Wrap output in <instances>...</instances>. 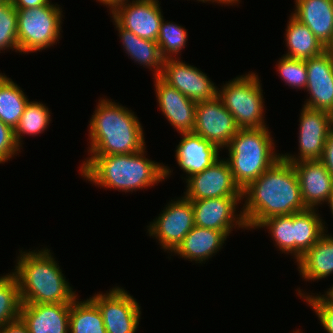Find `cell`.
<instances>
[{
	"label": "cell",
	"mask_w": 333,
	"mask_h": 333,
	"mask_svg": "<svg viewBox=\"0 0 333 333\" xmlns=\"http://www.w3.org/2000/svg\"><path fill=\"white\" fill-rule=\"evenodd\" d=\"M49 108L42 102L29 101L26 108L14 129L17 144L22 147L24 135L37 136L44 133L51 123Z\"/></svg>",
	"instance_id": "obj_29"
},
{
	"label": "cell",
	"mask_w": 333,
	"mask_h": 333,
	"mask_svg": "<svg viewBox=\"0 0 333 333\" xmlns=\"http://www.w3.org/2000/svg\"><path fill=\"white\" fill-rule=\"evenodd\" d=\"M19 283L10 272L0 276V328L20 319Z\"/></svg>",
	"instance_id": "obj_30"
},
{
	"label": "cell",
	"mask_w": 333,
	"mask_h": 333,
	"mask_svg": "<svg viewBox=\"0 0 333 333\" xmlns=\"http://www.w3.org/2000/svg\"><path fill=\"white\" fill-rule=\"evenodd\" d=\"M21 89L5 73H0V120L12 129L18 125L30 101Z\"/></svg>",
	"instance_id": "obj_27"
},
{
	"label": "cell",
	"mask_w": 333,
	"mask_h": 333,
	"mask_svg": "<svg viewBox=\"0 0 333 333\" xmlns=\"http://www.w3.org/2000/svg\"><path fill=\"white\" fill-rule=\"evenodd\" d=\"M157 103L167 121L180 133L193 132L196 104L160 76L154 78Z\"/></svg>",
	"instance_id": "obj_17"
},
{
	"label": "cell",
	"mask_w": 333,
	"mask_h": 333,
	"mask_svg": "<svg viewBox=\"0 0 333 333\" xmlns=\"http://www.w3.org/2000/svg\"><path fill=\"white\" fill-rule=\"evenodd\" d=\"M101 312L89 298L80 301L78 297L71 303L69 333H107Z\"/></svg>",
	"instance_id": "obj_28"
},
{
	"label": "cell",
	"mask_w": 333,
	"mask_h": 333,
	"mask_svg": "<svg viewBox=\"0 0 333 333\" xmlns=\"http://www.w3.org/2000/svg\"><path fill=\"white\" fill-rule=\"evenodd\" d=\"M112 20L116 26V30H118L123 50L126 51L125 53L128 56H130V59L153 71L154 78L160 76L163 69L164 59L161 56L157 42L141 38L132 31L121 27L113 18Z\"/></svg>",
	"instance_id": "obj_24"
},
{
	"label": "cell",
	"mask_w": 333,
	"mask_h": 333,
	"mask_svg": "<svg viewBox=\"0 0 333 333\" xmlns=\"http://www.w3.org/2000/svg\"><path fill=\"white\" fill-rule=\"evenodd\" d=\"M101 312L107 333H135L138 329L141 306L124 288L115 286L109 292L89 297Z\"/></svg>",
	"instance_id": "obj_9"
},
{
	"label": "cell",
	"mask_w": 333,
	"mask_h": 333,
	"mask_svg": "<svg viewBox=\"0 0 333 333\" xmlns=\"http://www.w3.org/2000/svg\"><path fill=\"white\" fill-rule=\"evenodd\" d=\"M327 205L329 206L330 211H331L332 216H333V189L331 191V195H330V198H329V200L327 202Z\"/></svg>",
	"instance_id": "obj_43"
},
{
	"label": "cell",
	"mask_w": 333,
	"mask_h": 333,
	"mask_svg": "<svg viewBox=\"0 0 333 333\" xmlns=\"http://www.w3.org/2000/svg\"><path fill=\"white\" fill-rule=\"evenodd\" d=\"M19 251L12 273L22 304H71L77 298L49 248Z\"/></svg>",
	"instance_id": "obj_4"
},
{
	"label": "cell",
	"mask_w": 333,
	"mask_h": 333,
	"mask_svg": "<svg viewBox=\"0 0 333 333\" xmlns=\"http://www.w3.org/2000/svg\"><path fill=\"white\" fill-rule=\"evenodd\" d=\"M242 197H219L201 200H190L193 206L196 226L222 231L226 236L233 228L247 230L242 210L237 214V206Z\"/></svg>",
	"instance_id": "obj_13"
},
{
	"label": "cell",
	"mask_w": 333,
	"mask_h": 333,
	"mask_svg": "<svg viewBox=\"0 0 333 333\" xmlns=\"http://www.w3.org/2000/svg\"><path fill=\"white\" fill-rule=\"evenodd\" d=\"M145 149L133 154L87 157L79 167L80 174L95 186L125 193L155 186L173 170L146 158Z\"/></svg>",
	"instance_id": "obj_2"
},
{
	"label": "cell",
	"mask_w": 333,
	"mask_h": 333,
	"mask_svg": "<svg viewBox=\"0 0 333 333\" xmlns=\"http://www.w3.org/2000/svg\"><path fill=\"white\" fill-rule=\"evenodd\" d=\"M300 184L301 198L306 208L318 209L327 204L333 189V176L320 160L292 163Z\"/></svg>",
	"instance_id": "obj_18"
},
{
	"label": "cell",
	"mask_w": 333,
	"mask_h": 333,
	"mask_svg": "<svg viewBox=\"0 0 333 333\" xmlns=\"http://www.w3.org/2000/svg\"><path fill=\"white\" fill-rule=\"evenodd\" d=\"M307 68V90L310 95L303 106L330 112L333 110V56L322 54L305 60Z\"/></svg>",
	"instance_id": "obj_16"
},
{
	"label": "cell",
	"mask_w": 333,
	"mask_h": 333,
	"mask_svg": "<svg viewBox=\"0 0 333 333\" xmlns=\"http://www.w3.org/2000/svg\"><path fill=\"white\" fill-rule=\"evenodd\" d=\"M325 51L333 56V32L329 42L325 45Z\"/></svg>",
	"instance_id": "obj_42"
},
{
	"label": "cell",
	"mask_w": 333,
	"mask_h": 333,
	"mask_svg": "<svg viewBox=\"0 0 333 333\" xmlns=\"http://www.w3.org/2000/svg\"><path fill=\"white\" fill-rule=\"evenodd\" d=\"M320 161L325 165L333 176V133L330 132L324 146L323 155Z\"/></svg>",
	"instance_id": "obj_37"
},
{
	"label": "cell",
	"mask_w": 333,
	"mask_h": 333,
	"mask_svg": "<svg viewBox=\"0 0 333 333\" xmlns=\"http://www.w3.org/2000/svg\"><path fill=\"white\" fill-rule=\"evenodd\" d=\"M0 333H29V330L22 320L19 319L0 328Z\"/></svg>",
	"instance_id": "obj_38"
},
{
	"label": "cell",
	"mask_w": 333,
	"mask_h": 333,
	"mask_svg": "<svg viewBox=\"0 0 333 333\" xmlns=\"http://www.w3.org/2000/svg\"><path fill=\"white\" fill-rule=\"evenodd\" d=\"M316 209L294 213V258L296 262L328 232ZM327 230V231H326Z\"/></svg>",
	"instance_id": "obj_26"
},
{
	"label": "cell",
	"mask_w": 333,
	"mask_h": 333,
	"mask_svg": "<svg viewBox=\"0 0 333 333\" xmlns=\"http://www.w3.org/2000/svg\"><path fill=\"white\" fill-rule=\"evenodd\" d=\"M268 128L239 129L225 148L229 152L226 160L241 190L281 158Z\"/></svg>",
	"instance_id": "obj_5"
},
{
	"label": "cell",
	"mask_w": 333,
	"mask_h": 333,
	"mask_svg": "<svg viewBox=\"0 0 333 333\" xmlns=\"http://www.w3.org/2000/svg\"><path fill=\"white\" fill-rule=\"evenodd\" d=\"M293 333H303V331L301 332L300 330H296V331L293 330Z\"/></svg>",
	"instance_id": "obj_47"
},
{
	"label": "cell",
	"mask_w": 333,
	"mask_h": 333,
	"mask_svg": "<svg viewBox=\"0 0 333 333\" xmlns=\"http://www.w3.org/2000/svg\"><path fill=\"white\" fill-rule=\"evenodd\" d=\"M165 209L147 227L149 236L158 239L164 252L172 253L195 226L193 206L184 196L171 199Z\"/></svg>",
	"instance_id": "obj_8"
},
{
	"label": "cell",
	"mask_w": 333,
	"mask_h": 333,
	"mask_svg": "<svg viewBox=\"0 0 333 333\" xmlns=\"http://www.w3.org/2000/svg\"><path fill=\"white\" fill-rule=\"evenodd\" d=\"M239 129L233 115L217 96L197 102L193 132L215 144L220 151L229 145Z\"/></svg>",
	"instance_id": "obj_11"
},
{
	"label": "cell",
	"mask_w": 333,
	"mask_h": 333,
	"mask_svg": "<svg viewBox=\"0 0 333 333\" xmlns=\"http://www.w3.org/2000/svg\"><path fill=\"white\" fill-rule=\"evenodd\" d=\"M297 290L298 296L305 299L307 305L316 313L324 330L327 333H333V298L327 292L322 295H314V293L310 295V293L304 294L305 292H302L300 288Z\"/></svg>",
	"instance_id": "obj_35"
},
{
	"label": "cell",
	"mask_w": 333,
	"mask_h": 333,
	"mask_svg": "<svg viewBox=\"0 0 333 333\" xmlns=\"http://www.w3.org/2000/svg\"><path fill=\"white\" fill-rule=\"evenodd\" d=\"M277 62L276 69L280 78L286 82L285 84L295 89L305 90L308 79L305 60L281 56Z\"/></svg>",
	"instance_id": "obj_34"
},
{
	"label": "cell",
	"mask_w": 333,
	"mask_h": 333,
	"mask_svg": "<svg viewBox=\"0 0 333 333\" xmlns=\"http://www.w3.org/2000/svg\"><path fill=\"white\" fill-rule=\"evenodd\" d=\"M188 32L182 25L163 18L157 44L164 60L175 59L186 46ZM177 55V56H176ZM176 56V57H175Z\"/></svg>",
	"instance_id": "obj_32"
},
{
	"label": "cell",
	"mask_w": 333,
	"mask_h": 333,
	"mask_svg": "<svg viewBox=\"0 0 333 333\" xmlns=\"http://www.w3.org/2000/svg\"><path fill=\"white\" fill-rule=\"evenodd\" d=\"M90 119V156L133 154L145 147L144 129L132 110L112 99H99Z\"/></svg>",
	"instance_id": "obj_3"
},
{
	"label": "cell",
	"mask_w": 333,
	"mask_h": 333,
	"mask_svg": "<svg viewBox=\"0 0 333 333\" xmlns=\"http://www.w3.org/2000/svg\"><path fill=\"white\" fill-rule=\"evenodd\" d=\"M260 82L258 74L251 71L223 83L222 89L217 88V97L240 129L267 127Z\"/></svg>",
	"instance_id": "obj_6"
},
{
	"label": "cell",
	"mask_w": 333,
	"mask_h": 333,
	"mask_svg": "<svg viewBox=\"0 0 333 333\" xmlns=\"http://www.w3.org/2000/svg\"><path fill=\"white\" fill-rule=\"evenodd\" d=\"M291 15L326 45L333 32V0H295Z\"/></svg>",
	"instance_id": "obj_22"
},
{
	"label": "cell",
	"mask_w": 333,
	"mask_h": 333,
	"mask_svg": "<svg viewBox=\"0 0 333 333\" xmlns=\"http://www.w3.org/2000/svg\"><path fill=\"white\" fill-rule=\"evenodd\" d=\"M184 197L201 200L219 197H242V190L235 183L230 166L225 158L218 159L201 173L186 181Z\"/></svg>",
	"instance_id": "obj_12"
},
{
	"label": "cell",
	"mask_w": 333,
	"mask_h": 333,
	"mask_svg": "<svg viewBox=\"0 0 333 333\" xmlns=\"http://www.w3.org/2000/svg\"><path fill=\"white\" fill-rule=\"evenodd\" d=\"M17 24V12L11 0L0 5V51L13 49L19 52Z\"/></svg>",
	"instance_id": "obj_33"
},
{
	"label": "cell",
	"mask_w": 333,
	"mask_h": 333,
	"mask_svg": "<svg viewBox=\"0 0 333 333\" xmlns=\"http://www.w3.org/2000/svg\"><path fill=\"white\" fill-rule=\"evenodd\" d=\"M241 210L247 229L272 216L291 215L306 210L297 173L282 157L242 190Z\"/></svg>",
	"instance_id": "obj_1"
},
{
	"label": "cell",
	"mask_w": 333,
	"mask_h": 333,
	"mask_svg": "<svg viewBox=\"0 0 333 333\" xmlns=\"http://www.w3.org/2000/svg\"><path fill=\"white\" fill-rule=\"evenodd\" d=\"M287 28L285 29V42L288 48L283 56L292 59H310L325 51V45L292 15L289 16Z\"/></svg>",
	"instance_id": "obj_25"
},
{
	"label": "cell",
	"mask_w": 333,
	"mask_h": 333,
	"mask_svg": "<svg viewBox=\"0 0 333 333\" xmlns=\"http://www.w3.org/2000/svg\"><path fill=\"white\" fill-rule=\"evenodd\" d=\"M329 114H330V132L333 133V110H331Z\"/></svg>",
	"instance_id": "obj_44"
},
{
	"label": "cell",
	"mask_w": 333,
	"mask_h": 333,
	"mask_svg": "<svg viewBox=\"0 0 333 333\" xmlns=\"http://www.w3.org/2000/svg\"><path fill=\"white\" fill-rule=\"evenodd\" d=\"M71 304H21L20 319L29 333H69Z\"/></svg>",
	"instance_id": "obj_20"
},
{
	"label": "cell",
	"mask_w": 333,
	"mask_h": 333,
	"mask_svg": "<svg viewBox=\"0 0 333 333\" xmlns=\"http://www.w3.org/2000/svg\"><path fill=\"white\" fill-rule=\"evenodd\" d=\"M269 229L275 247L280 253L291 254L294 257V214L272 216L263 220L256 229Z\"/></svg>",
	"instance_id": "obj_31"
},
{
	"label": "cell",
	"mask_w": 333,
	"mask_h": 333,
	"mask_svg": "<svg viewBox=\"0 0 333 333\" xmlns=\"http://www.w3.org/2000/svg\"><path fill=\"white\" fill-rule=\"evenodd\" d=\"M326 292L333 298V284L332 287L328 288Z\"/></svg>",
	"instance_id": "obj_45"
},
{
	"label": "cell",
	"mask_w": 333,
	"mask_h": 333,
	"mask_svg": "<svg viewBox=\"0 0 333 333\" xmlns=\"http://www.w3.org/2000/svg\"><path fill=\"white\" fill-rule=\"evenodd\" d=\"M180 59L181 57L164 60L160 77L195 102L215 98L218 87L207 74Z\"/></svg>",
	"instance_id": "obj_14"
},
{
	"label": "cell",
	"mask_w": 333,
	"mask_h": 333,
	"mask_svg": "<svg viewBox=\"0 0 333 333\" xmlns=\"http://www.w3.org/2000/svg\"><path fill=\"white\" fill-rule=\"evenodd\" d=\"M18 151L20 152V146L16 142L14 129L0 120V164L17 156Z\"/></svg>",
	"instance_id": "obj_36"
},
{
	"label": "cell",
	"mask_w": 333,
	"mask_h": 333,
	"mask_svg": "<svg viewBox=\"0 0 333 333\" xmlns=\"http://www.w3.org/2000/svg\"><path fill=\"white\" fill-rule=\"evenodd\" d=\"M180 134L182 139L176 146L175 157L178 167L187 174L186 181L216 162L220 158V149L194 132Z\"/></svg>",
	"instance_id": "obj_19"
},
{
	"label": "cell",
	"mask_w": 333,
	"mask_h": 333,
	"mask_svg": "<svg viewBox=\"0 0 333 333\" xmlns=\"http://www.w3.org/2000/svg\"><path fill=\"white\" fill-rule=\"evenodd\" d=\"M200 2H202V3H206V2H208L209 4H210V2L211 3H217V4H220V5H232L233 6V4H238V2L240 1V0H199ZM210 1V2H209Z\"/></svg>",
	"instance_id": "obj_41"
},
{
	"label": "cell",
	"mask_w": 333,
	"mask_h": 333,
	"mask_svg": "<svg viewBox=\"0 0 333 333\" xmlns=\"http://www.w3.org/2000/svg\"><path fill=\"white\" fill-rule=\"evenodd\" d=\"M227 238L222 231L195 225L171 255L177 254L185 260L205 264L209 258L211 259L222 249Z\"/></svg>",
	"instance_id": "obj_21"
},
{
	"label": "cell",
	"mask_w": 333,
	"mask_h": 333,
	"mask_svg": "<svg viewBox=\"0 0 333 333\" xmlns=\"http://www.w3.org/2000/svg\"><path fill=\"white\" fill-rule=\"evenodd\" d=\"M160 5L155 0H132L117 6L109 14L121 27L157 42L164 17Z\"/></svg>",
	"instance_id": "obj_15"
},
{
	"label": "cell",
	"mask_w": 333,
	"mask_h": 333,
	"mask_svg": "<svg viewBox=\"0 0 333 333\" xmlns=\"http://www.w3.org/2000/svg\"><path fill=\"white\" fill-rule=\"evenodd\" d=\"M50 0H11L15 9H28L46 5Z\"/></svg>",
	"instance_id": "obj_39"
},
{
	"label": "cell",
	"mask_w": 333,
	"mask_h": 333,
	"mask_svg": "<svg viewBox=\"0 0 333 333\" xmlns=\"http://www.w3.org/2000/svg\"><path fill=\"white\" fill-rule=\"evenodd\" d=\"M19 53L42 51L61 38L62 8L49 1L46 5L16 9Z\"/></svg>",
	"instance_id": "obj_7"
},
{
	"label": "cell",
	"mask_w": 333,
	"mask_h": 333,
	"mask_svg": "<svg viewBox=\"0 0 333 333\" xmlns=\"http://www.w3.org/2000/svg\"><path fill=\"white\" fill-rule=\"evenodd\" d=\"M300 114L298 154L281 153V157L291 163L303 160H320L330 134V114L324 110L305 106L302 107Z\"/></svg>",
	"instance_id": "obj_10"
},
{
	"label": "cell",
	"mask_w": 333,
	"mask_h": 333,
	"mask_svg": "<svg viewBox=\"0 0 333 333\" xmlns=\"http://www.w3.org/2000/svg\"><path fill=\"white\" fill-rule=\"evenodd\" d=\"M97 2H100L102 5L106 6L110 10L111 13L117 6L124 4L126 2H129L130 0H96Z\"/></svg>",
	"instance_id": "obj_40"
},
{
	"label": "cell",
	"mask_w": 333,
	"mask_h": 333,
	"mask_svg": "<svg viewBox=\"0 0 333 333\" xmlns=\"http://www.w3.org/2000/svg\"><path fill=\"white\" fill-rule=\"evenodd\" d=\"M297 268L305 281H318L333 274V236L326 232L297 261Z\"/></svg>",
	"instance_id": "obj_23"
},
{
	"label": "cell",
	"mask_w": 333,
	"mask_h": 333,
	"mask_svg": "<svg viewBox=\"0 0 333 333\" xmlns=\"http://www.w3.org/2000/svg\"><path fill=\"white\" fill-rule=\"evenodd\" d=\"M10 0H0V5H3V4H5V3H7V2H9Z\"/></svg>",
	"instance_id": "obj_46"
}]
</instances>
